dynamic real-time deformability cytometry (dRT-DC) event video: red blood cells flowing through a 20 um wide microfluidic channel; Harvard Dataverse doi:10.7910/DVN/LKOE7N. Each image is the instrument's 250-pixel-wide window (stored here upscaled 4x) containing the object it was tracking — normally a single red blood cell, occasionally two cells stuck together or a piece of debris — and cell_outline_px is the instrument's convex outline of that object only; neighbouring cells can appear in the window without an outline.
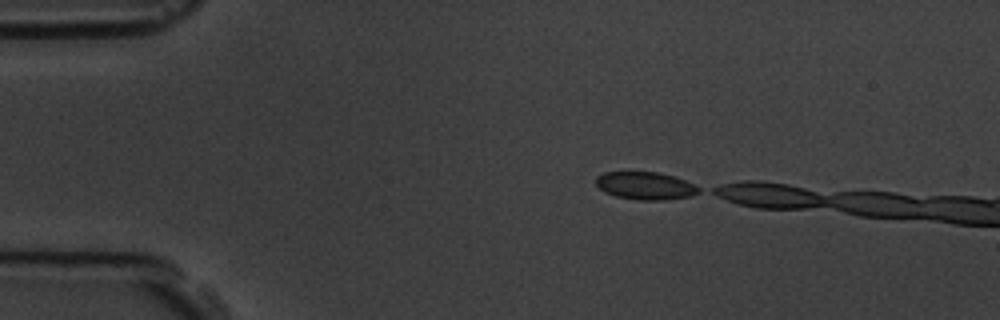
{"species": "common noctule bat (a hibernating species)", "species_latin": "Nyctalus noctula", "temperature_condition": "room temperature", "stored_images_in_passage": 3, "camera_frame_rate_fps": 3000, "um_per_image_px": 0.085, "animal": {"sex": "male", "body_mass_g": 19.5, "forearm_length_mm": 54.6}, "frame": {"image": 1, "passage_image": 1, "time_ms": 0.0, "image_size_px": [1000, 320], "cell_outline_px": [[700, 192], [692, 196], [668, 200], [636, 200], [616, 196], [604, 192], [596, 184], [596, 176], [604, 172], [656, 172], [672, 176], [684, 180], [700, 188]], "centroid_in_image_um": [54.85, 15.8], "position_along_channel_um": 30.2, "area_um2": 16.59}}